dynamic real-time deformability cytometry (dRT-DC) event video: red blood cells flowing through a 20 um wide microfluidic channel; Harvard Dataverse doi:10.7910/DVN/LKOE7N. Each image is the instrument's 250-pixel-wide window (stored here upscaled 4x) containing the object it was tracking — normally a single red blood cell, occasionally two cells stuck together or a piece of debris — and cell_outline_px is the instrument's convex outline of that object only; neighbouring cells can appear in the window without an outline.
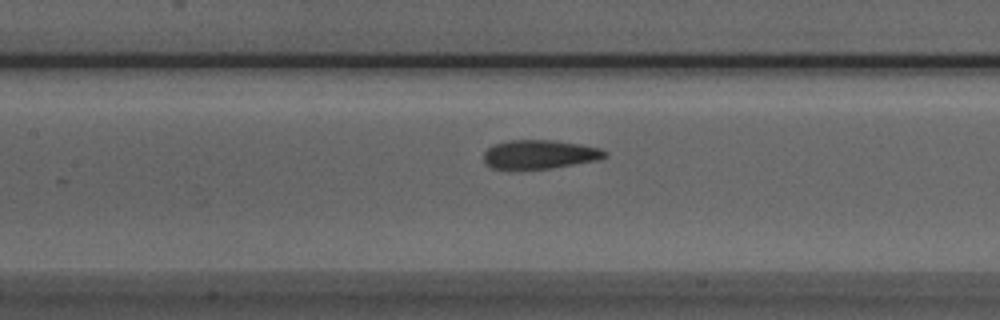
{"species": "Egyptian fruit bat (a non-hibernating species)", "species_latin": "Rousettus aegyptiacus", "temperature_condition": "room temperature", "stored_images_in_passage": 32, "camera_frame_rate_fps": 3000, "um_per_image_px": 0.085, "animal": {"sex": "male"}, "frame": {"image": 1, "passage_image": 13, "time_ms": 4.0, "image_size_px": [1000, 320], "cell_outline_px": [[608, 156], [596, 160], [548, 168], [492, 168], [484, 164], [484, 152], [492, 144], [508, 140], [556, 140], [580, 144], [600, 148], [608, 152]], "centroid_in_image_um": [45.85, 13.1], "position_along_channel_um": 161.5, "area_um2": 20.23}}
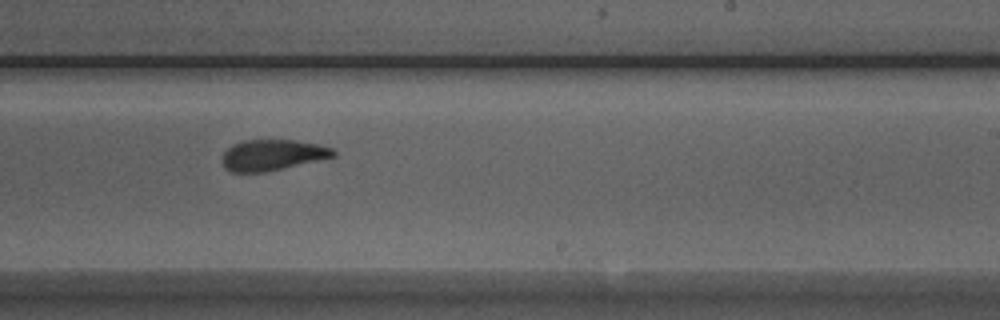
{"frame": {"image": 2, "passage_image": 21, "time_ms": 6.667, "image_size_px": [1000, 320], "cell_outline_px": [[336, 156], [264, 172], [232, 172], [224, 168], [220, 160], [220, 156], [232, 144], [244, 140], [296, 140], [316, 144], [332, 148], [336, 152]], "centroid_in_image_um": [23.09, 13.17], "position_along_channel_um": 265.9, "area_um2": 20.0}}
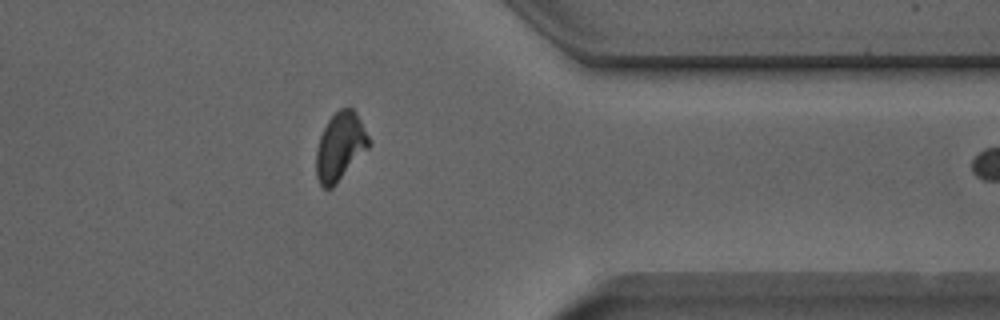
{"frame": {"image": 3, "passage_image": 31, "time_ms": 10.0, "image_size_px": [1000, 320], "cell_outline_px": [[372, 144], [336, 184], [332, 188], [324, 188], [320, 184], [316, 176], [316, 148], [320, 136], [328, 120], [340, 108], [352, 108], [356, 112], [372, 140]], "centroid_in_image_um": [28.93, 12.45], "position_along_channel_um": 382.5, "area_um2": 20.98}}